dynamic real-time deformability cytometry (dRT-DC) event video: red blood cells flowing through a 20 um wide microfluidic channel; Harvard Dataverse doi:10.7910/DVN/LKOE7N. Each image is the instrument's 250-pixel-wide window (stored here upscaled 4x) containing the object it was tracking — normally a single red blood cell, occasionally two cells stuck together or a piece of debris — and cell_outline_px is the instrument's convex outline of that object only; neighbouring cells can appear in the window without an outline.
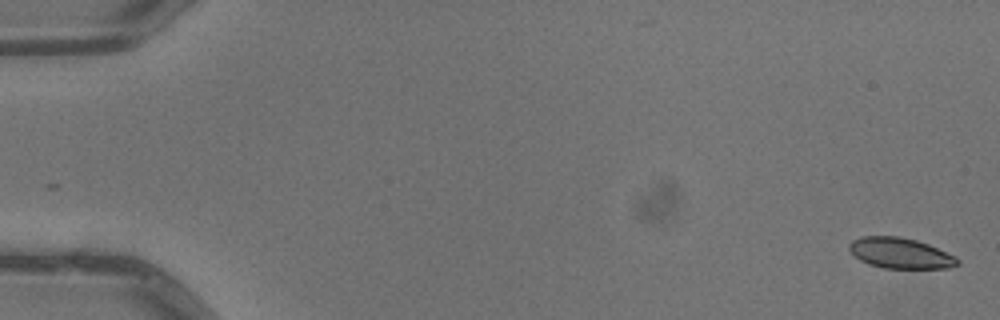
{"species": "common noctule bat (a hibernating species)", "species_latin": "Nyctalus noctula", "temperature_condition": "warm", "stored_images_in_passage": 2, "camera_frame_rate_fps": 3000, "um_per_image_px": 0.085, "animal": {"sex": "male", "body_mass_g": 13.3}, "frame": {"image": 1, "passage_image": 2, "time_ms": 0.333, "image_size_px": [1000, 320], "cell_outline_px": [[960, 264], [948, 268], [884, 268], [868, 264], [860, 260], [848, 248], [848, 244], [852, 240], [860, 236], [896, 236], [916, 240], [928, 244], [956, 256], [960, 260]], "centroid_in_image_um": [76.53, 21.51], "position_along_channel_um": 8.5, "area_um2": 19.36}}